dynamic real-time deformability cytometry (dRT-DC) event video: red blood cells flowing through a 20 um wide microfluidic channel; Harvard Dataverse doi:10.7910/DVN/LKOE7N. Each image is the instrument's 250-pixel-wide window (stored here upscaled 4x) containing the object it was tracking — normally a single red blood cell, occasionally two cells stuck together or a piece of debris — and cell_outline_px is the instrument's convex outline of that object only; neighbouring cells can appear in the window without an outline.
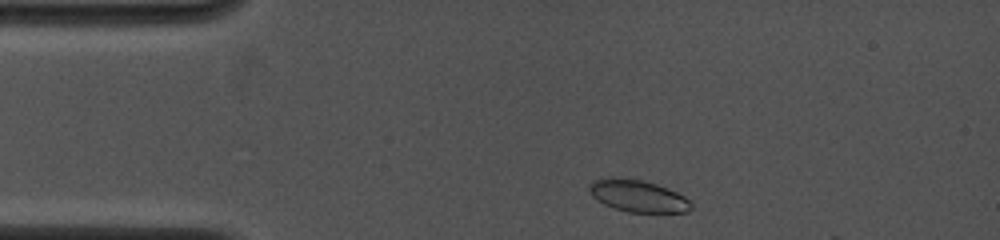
{"species": "common noctule bat (a hibernating species)", "species_latin": "Nyctalus noctula", "temperature_condition": "cold", "stored_images_in_passage": 13, "camera_frame_rate_fps": 4000, "um_per_image_px": 0.085, "animal": {"sex": "female", "body_mass_g": 19.0, "forearm_length_mm": 53.3}, "frame": {"image": 1, "passage_image": 2, "time_ms": 0.25, "image_size_px": [1000, 240], "cell_outline_px": [[692, 208], [688, 212], [628, 212], [604, 204], [596, 200], [592, 196], [588, 188], [588, 184], [596, 180], [608, 176], [616, 176], [640, 180], [656, 184], [668, 188], [684, 196], [692, 204]], "centroid_in_image_um": [54.19, 16.64], "position_along_channel_um": 30.8, "area_um2": 19.07}}